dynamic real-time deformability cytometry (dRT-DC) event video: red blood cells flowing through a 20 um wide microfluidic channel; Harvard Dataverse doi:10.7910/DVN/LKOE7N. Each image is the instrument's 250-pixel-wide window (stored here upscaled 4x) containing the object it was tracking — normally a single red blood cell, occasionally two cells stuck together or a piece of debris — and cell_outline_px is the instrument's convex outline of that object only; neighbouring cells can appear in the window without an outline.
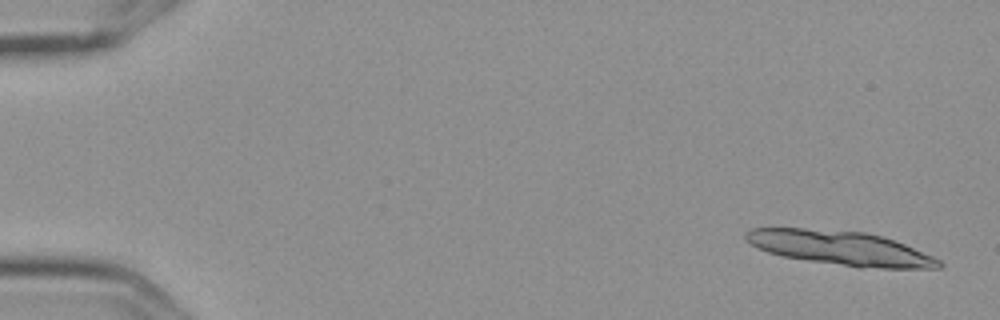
{"species": "Egyptian fruit bat (a non-hibernating species)", "species_latin": "Rousettus aegyptiacus", "temperature_condition": "cold", "stored_images_in_passage": 5, "camera_frame_rate_fps": 3000, "um_per_image_px": 0.085, "frame": {"image": 1, "passage_image": 1, "time_ms": 0.0, "image_size_px": [1000, 320], "cell_outline_px": [[944, 264], [940, 268], [860, 268], [808, 260], [784, 256], [768, 252], [756, 248], [744, 236], [744, 232], [752, 228], [804, 228], [864, 232], [880, 236], [904, 244], [932, 256], [940, 260]], "centroid_in_image_um": [71.42, 21.09], "position_along_channel_um": 13.6, "area_um2": 38.15}}